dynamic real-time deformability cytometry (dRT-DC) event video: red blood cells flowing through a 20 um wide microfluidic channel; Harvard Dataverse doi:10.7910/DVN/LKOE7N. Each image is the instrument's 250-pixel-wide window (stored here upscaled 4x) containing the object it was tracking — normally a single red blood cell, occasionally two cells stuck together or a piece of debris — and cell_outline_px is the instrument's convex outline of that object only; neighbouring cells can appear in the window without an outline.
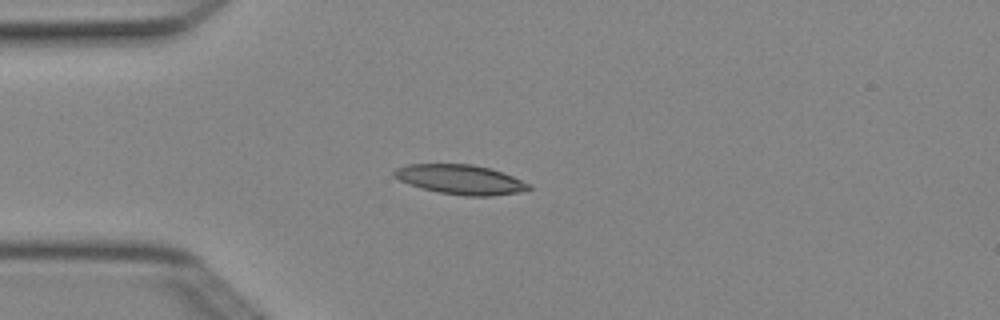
{"species": "Egyptian fruit bat (a non-hibernating species)", "species_latin": "Rousettus aegyptiacus", "temperature_condition": "cold", "stored_images_in_passage": 5, "camera_frame_rate_fps": 3000, "um_per_image_px": 0.085, "animal": {"sex": "female"}, "frame": {"image": 1, "passage_image": 4, "time_ms": 1.0, "image_size_px": [1000, 320], "cell_outline_px": [[532, 188], [520, 192], [492, 196], [464, 196], [440, 192], [408, 184], [392, 176], [392, 172], [396, 168], [408, 164], [472, 164], [492, 168], [532, 184]], "centroid_in_image_um": [39.16, 15.25], "position_along_channel_um": 45.8, "area_um2": 23.29}}